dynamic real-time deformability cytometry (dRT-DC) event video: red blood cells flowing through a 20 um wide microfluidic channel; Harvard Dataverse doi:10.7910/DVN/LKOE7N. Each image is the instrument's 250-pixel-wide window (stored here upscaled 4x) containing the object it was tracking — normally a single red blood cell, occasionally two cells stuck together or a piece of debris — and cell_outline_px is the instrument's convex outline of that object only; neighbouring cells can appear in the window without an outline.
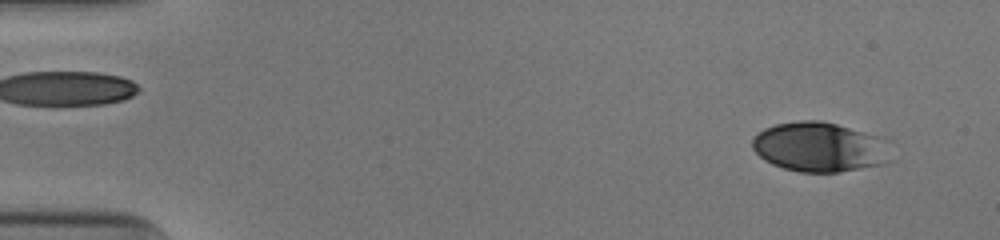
{"species": "human", "species_latin": "Homo sapiens", "temperature_condition": "cold", "stored_images_in_passage": 52, "camera_frame_rate_fps": 3000, "um_per_image_px": 0.085, "donor": {"sex": "male"}, "frame": {"image": 1, "passage_image": 4, "time_ms": 1.0, "image_size_px": [1000, 240], "cell_outline_px": [[892, 160], [884, 164], [836, 172], [800, 172], [784, 168], [772, 164], [764, 160], [752, 148], [752, 136], [756, 132], [764, 128], [776, 124], [800, 120], [820, 120], [836, 124], [876, 136]], "centroid_in_image_um": [69.55, 12.5], "position_along_channel_um": 15.5, "area_um2": 39.54}}
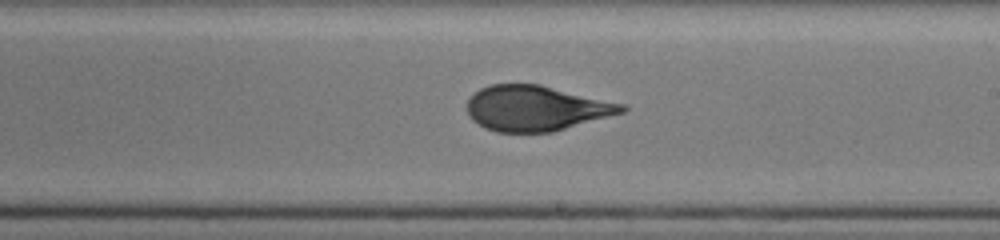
{"frame": {"image": 2, "passage_image": 31, "time_ms": 10.0, "image_size_px": [1000, 240], "cell_outline_px": [[628, 108], [624, 112], [552, 132], [496, 132], [484, 128], [472, 120], [468, 112], [468, 100], [480, 88], [492, 84], [540, 84], [624, 104]], "centroid_in_image_um": [45.56, 9.2], "position_along_channel_um": 243.4, "area_um2": 40.58}}
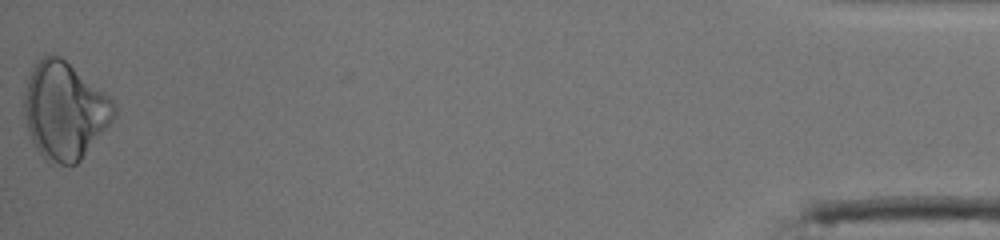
{"frame": {"image": 3, "passage_image": 52, "time_ms": 17.0, "image_size_px": [1000, 240], "cell_outline_px": [[116, 116], [80, 160], [76, 164], [60, 164], [44, 160], [36, 148], [28, 132], [24, 116], [24, 92], [32, 64], [44, 56], [60, 56], [108, 96], [116, 104]], "centroid_in_image_um": [5.46, 9.41], "position_along_channel_um": 429.7, "area_um2": 50.52}, "authors_computed_cell_mechanics": {"area_um2": 41.6449, "velocity_mm_per_s": 3.9502, "shape_relaxation_time_tau1_ms": 8.7103, "shape_relaxation_time_tau2_ms": 0.9596, "deformation_change_tau1": 0.2222, "deformation_change_tau2": 0.04}}